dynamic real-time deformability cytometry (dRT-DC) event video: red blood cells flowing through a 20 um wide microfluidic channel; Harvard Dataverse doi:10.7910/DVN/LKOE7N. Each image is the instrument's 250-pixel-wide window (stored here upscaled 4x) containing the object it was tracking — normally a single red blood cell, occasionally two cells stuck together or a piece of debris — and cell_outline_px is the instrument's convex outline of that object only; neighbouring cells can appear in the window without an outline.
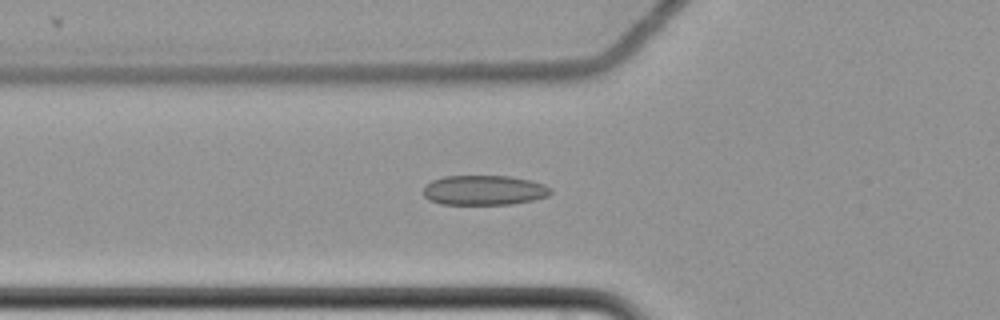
{"species": "common noctule bat (a hibernating species)", "species_latin": "Nyctalus noctula", "temperature_condition": "cold", "stored_images_in_passage": 62, "camera_frame_rate_fps": 3000, "um_per_image_px": 0.085, "animal": {"sex": "female", "body_mass_g": 22.7, "forearm_length_mm": 54.2}, "frame": {"image": 1, "passage_image": 24, "time_ms": 7.667, "image_size_px": [1000, 320], "cell_outline_px": [[552, 192], [548, 196], [532, 200], [512, 204], [440, 204], [428, 200], [424, 196], [424, 184], [432, 180], [444, 176], [512, 176], [532, 180], [544, 184], [552, 188]], "centroid_in_image_um": [41.15, 16.16], "position_along_channel_um": 84.7, "area_um2": 22.37}}
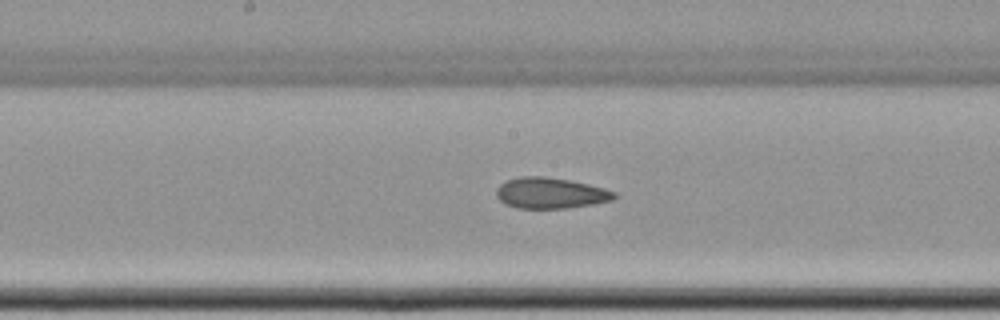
{"frame": {"image": 2, "passage_image": 34, "time_ms": 11.0, "image_size_px": [1000, 320], "cell_outline_px": [[616, 196], [612, 200], [592, 204], [564, 208], [516, 208], [504, 204], [496, 196], [496, 188], [504, 180], [520, 176], [544, 176], [568, 180], [588, 184], [604, 188], [616, 192]], "centroid_in_image_um": [46.74, 16.4], "position_along_channel_um": 201.5, "area_um2": 21.27}}
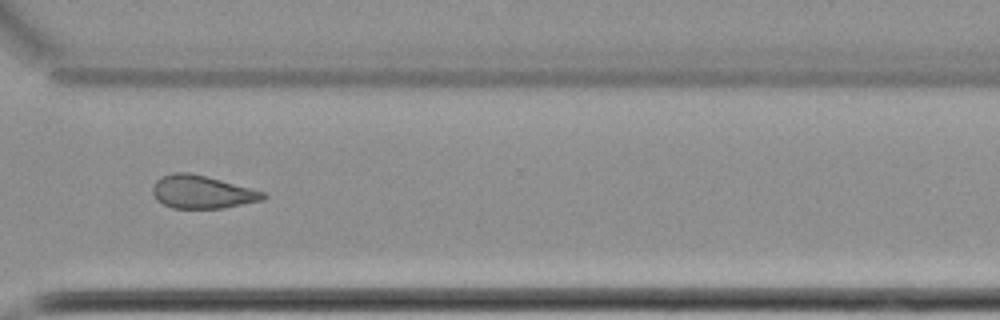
{"frame": {"image": 3, "passage_image": 47, "time_ms": 15.333, "image_size_px": [1000, 320], "cell_outline_px": [[268, 196], [264, 200], [224, 208], [172, 208], [156, 200], [152, 192], [152, 188], [156, 180], [160, 176], [172, 172], [188, 172], [268, 192]], "centroid_in_image_um": [17.19, 16.32], "position_along_channel_um": 353.4, "area_um2": 21.44}, "authors_computed_cell_mechanics": {"area_um2": 22.5131, "velocity_mm_per_s": 3.5008, "shape_relaxation_time_tau1_ms": 8.5677, "shape_relaxation_time_tau2_ms": 3.4865, "deformation_change_tau1": 0.1075, "deformation_change_tau2": 0.1012}}